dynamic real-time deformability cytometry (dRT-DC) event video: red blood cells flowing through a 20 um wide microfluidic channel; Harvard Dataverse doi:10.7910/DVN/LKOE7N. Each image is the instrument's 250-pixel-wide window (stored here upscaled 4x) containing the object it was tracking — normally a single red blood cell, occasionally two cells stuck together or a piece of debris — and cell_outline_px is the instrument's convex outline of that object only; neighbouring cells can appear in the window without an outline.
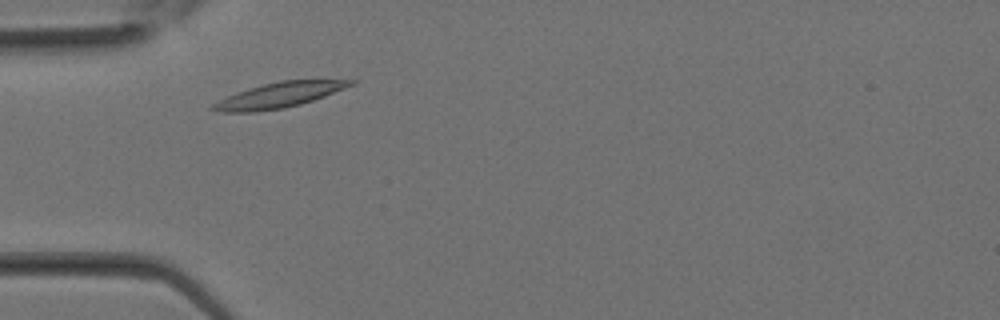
{"species": "Egyptian fruit bat (a non-hibernating species)", "species_latin": "Rousettus aegyptiacus", "temperature_condition": "room temperature", "stored_images_in_passage": 25, "camera_frame_rate_fps": 3000, "um_per_image_px": 0.085, "animal": {"sex": "female"}, "frame": {"image": 1, "passage_image": 2, "time_ms": 0.333, "image_size_px": [1000, 320], "cell_outline_px": [[360, 80], [356, 84], [324, 96], [300, 104], [284, 108], [256, 112], [224, 112], [208, 108], [212, 104], [236, 92], [264, 84], [280, 80]], "centroid_in_image_um": [23.74, 8.08], "position_along_channel_um": 61.3, "area_um2": 20.06}}
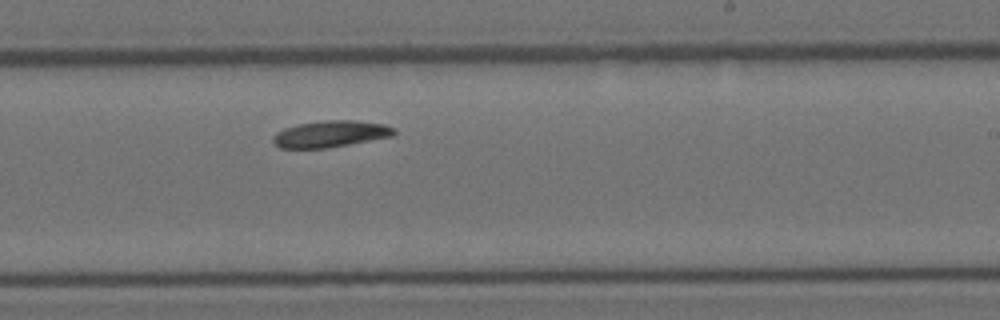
{"frame": {"image": 2, "passage_image": 12, "time_ms": 3.667, "image_size_px": [1000, 320], "cell_outline_px": [[396, 132], [392, 136], [328, 148], [280, 148], [272, 140], [272, 136], [276, 132], [284, 128], [296, 124], [324, 120], [352, 120], [384, 124], [396, 128]], "centroid_in_image_um": [28.08, 11.38], "position_along_channel_um": 260.9, "area_um2": 18.79}}
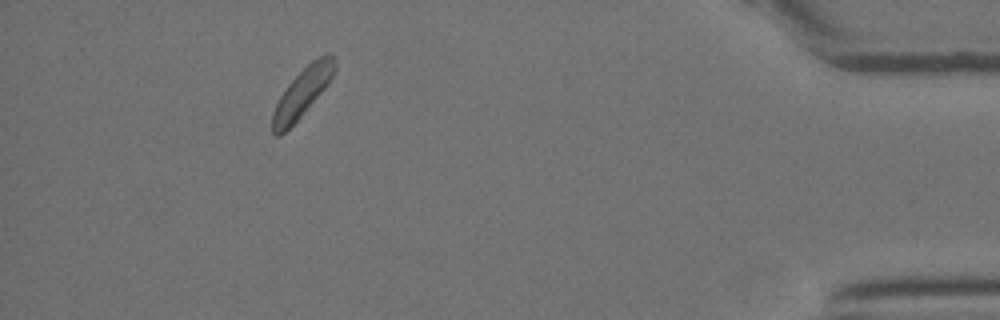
{"frame": {"image": 3, "passage_image": 22, "time_ms": 7.0, "image_size_px": [1000, 320], "cell_outline_px": [[336, 68], [332, 76], [324, 88], [300, 116], [280, 136], [276, 136], [272, 132], [272, 112], [280, 96], [288, 84], [312, 60], [324, 52], [328, 52], [336, 56]], "centroid_in_image_um": [25.71, 7.81], "position_along_channel_um": 409.5, "area_um2": 17.34}}